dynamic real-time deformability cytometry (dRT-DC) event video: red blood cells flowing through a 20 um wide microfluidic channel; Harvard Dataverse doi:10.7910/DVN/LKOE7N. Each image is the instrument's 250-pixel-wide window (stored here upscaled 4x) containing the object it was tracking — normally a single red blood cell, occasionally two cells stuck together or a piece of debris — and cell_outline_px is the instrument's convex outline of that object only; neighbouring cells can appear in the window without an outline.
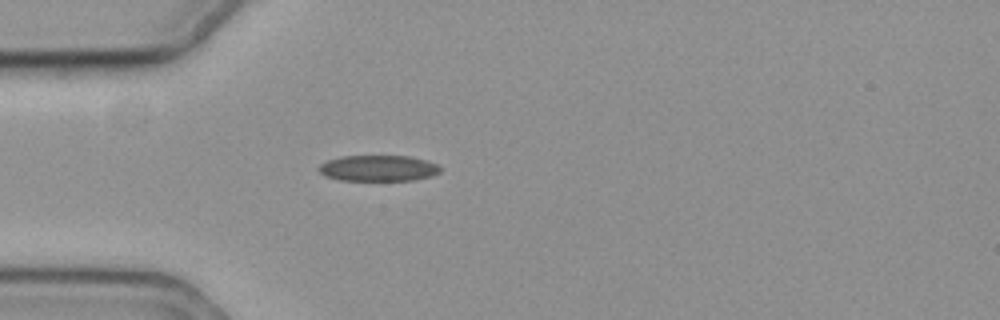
{"species": "common noctule bat (a hibernating species)", "species_latin": "Nyctalus noctula", "temperature_condition": "cold", "stored_images_in_passage": 39, "camera_frame_rate_fps": 3000, "um_per_image_px": 0.085, "animal": {"sex": "female", "body_mass_g": 19.3, "forearm_length_mm": 54.1}, "frame": {"image": 1, "passage_image": 1, "time_ms": 0.0, "image_size_px": [1000, 320], "cell_outline_px": [[440, 172], [432, 176], [416, 180], [340, 180], [324, 176], [320, 172], [320, 164], [328, 160], [340, 156], [408, 156], [424, 160], [436, 164], [440, 168]], "centroid_in_image_um": [32.15, 14.3], "position_along_channel_um": 52.9, "area_um2": 18.26}}
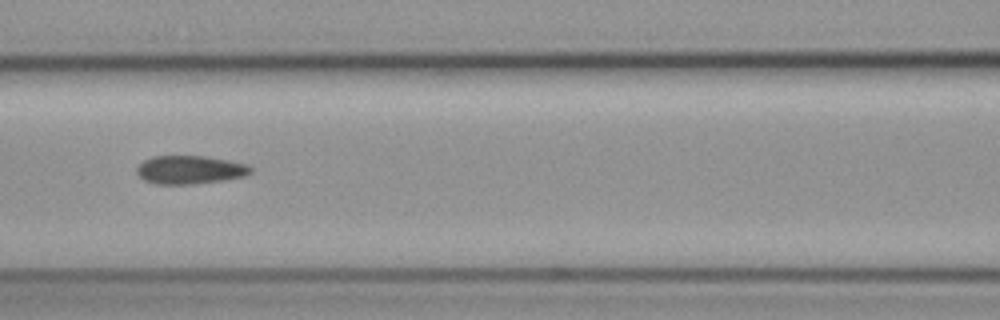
{"frame": {"image": 2, "passage_image": 10, "time_ms": 3.0, "image_size_px": [1000, 320], "cell_outline_px": [[252, 172], [244, 176], [224, 180], [196, 184], [156, 184], [144, 180], [136, 172], [136, 168], [144, 160], [152, 156], [204, 156], [228, 160], [248, 164], [252, 168]], "centroid_in_image_um": [16.15, 14.43], "position_along_channel_um": 150.5, "area_um2": 18.9}}
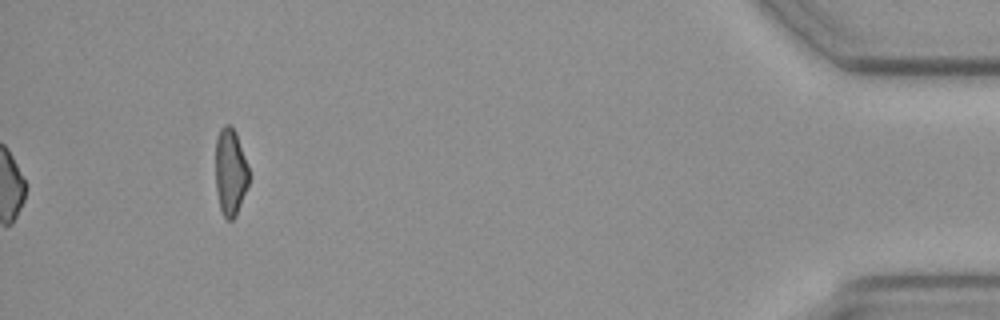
{"frame": {"image": 3, "passage_image": 39, "time_ms": 12.667, "image_size_px": [1000, 320], "cell_outline_px": [[248, 184], [236, 216], [232, 220], [228, 220], [224, 216], [220, 208], [216, 192], [216, 136], [220, 128], [224, 124], [228, 124], [236, 132], [248, 164]], "centroid_in_image_um": [19.57, 14.6], "position_along_channel_um": 415.6, "area_um2": 16.94}, "authors_computed_cell_mechanics": {"area_um2": 18.6694, "velocity_mm_per_s": 3.5071, "shape_relaxation_time_tau1_ms": 8.5889, "shape_relaxation_time_tau2_ms": 2.6606, "deformation_change_tau1": 0.1792, "deformation_change_tau2": 0.1025}}